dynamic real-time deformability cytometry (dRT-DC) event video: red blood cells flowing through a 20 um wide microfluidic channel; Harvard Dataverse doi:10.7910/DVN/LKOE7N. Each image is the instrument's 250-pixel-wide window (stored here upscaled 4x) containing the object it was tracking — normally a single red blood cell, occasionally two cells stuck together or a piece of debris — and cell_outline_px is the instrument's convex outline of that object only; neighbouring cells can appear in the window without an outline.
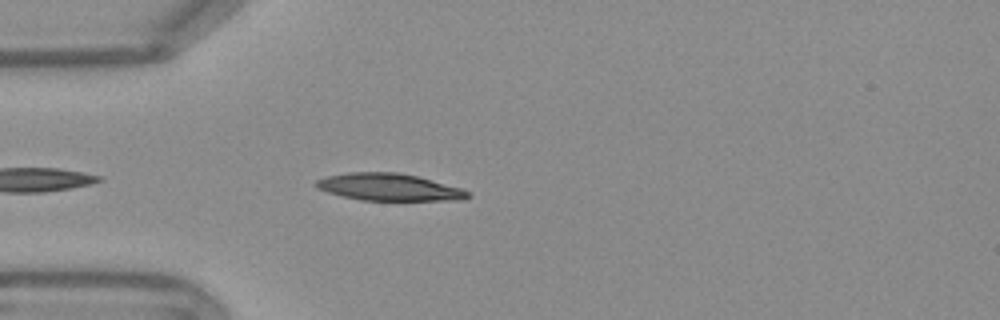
{"species": "Egyptian fruit bat (a non-hibernating species)", "species_latin": "Rousettus aegyptiacus", "temperature_condition": "warm", "stored_images_in_passage": 21, "camera_frame_rate_fps": 3000, "um_per_image_px": 0.085, "frame": {"image": 1, "passage_image": 4, "time_ms": 1.0, "image_size_px": [1000, 320], "cell_outline_px": [[472, 196], [464, 200], [360, 200], [328, 192], [316, 188], [312, 184], [316, 180], [328, 176], [348, 172], [396, 172], [416, 176], [464, 188]], "centroid_in_image_um": [33.08, 15.9], "position_along_channel_um": 51.9, "area_um2": 24.04}}
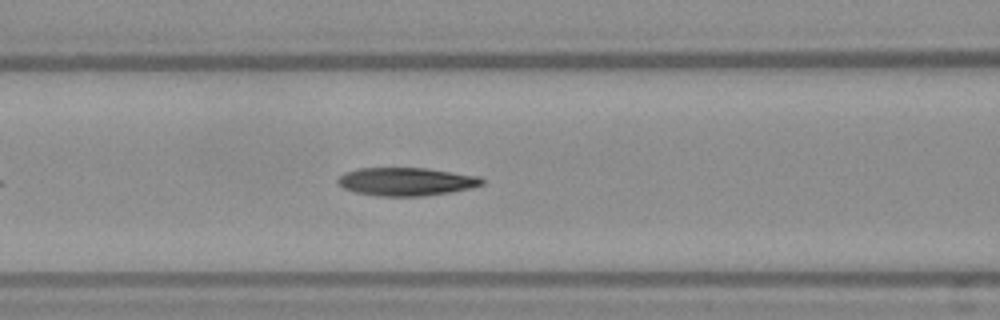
{"frame": {"image": 2, "passage_image": 11, "time_ms": 3.333, "image_size_px": [1000, 320], "cell_outline_px": [[484, 184], [468, 188], [448, 192], [424, 196], [380, 196], [356, 192], [344, 188], [336, 184], [336, 180], [344, 172], [360, 168], [428, 168], [480, 176], [484, 180]], "centroid_in_image_um": [34.51, 15.43], "position_along_channel_um": 132.1, "area_um2": 23.64}}
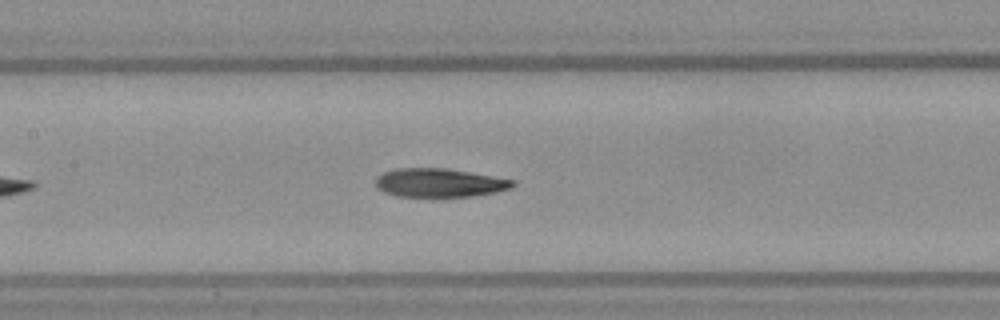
{"frame": {"image": 3, "passage_image": 14, "time_ms": 4.333, "image_size_px": [1000, 320], "cell_outline_px": [[516, 184], [512, 188], [496, 192], [472, 196], [396, 196], [384, 192], [376, 188], [376, 176], [384, 172], [396, 168], [444, 168], [516, 180]], "centroid_in_image_um": [37.34, 15.53], "position_along_channel_um": 170.1, "area_um2": 22.83}}